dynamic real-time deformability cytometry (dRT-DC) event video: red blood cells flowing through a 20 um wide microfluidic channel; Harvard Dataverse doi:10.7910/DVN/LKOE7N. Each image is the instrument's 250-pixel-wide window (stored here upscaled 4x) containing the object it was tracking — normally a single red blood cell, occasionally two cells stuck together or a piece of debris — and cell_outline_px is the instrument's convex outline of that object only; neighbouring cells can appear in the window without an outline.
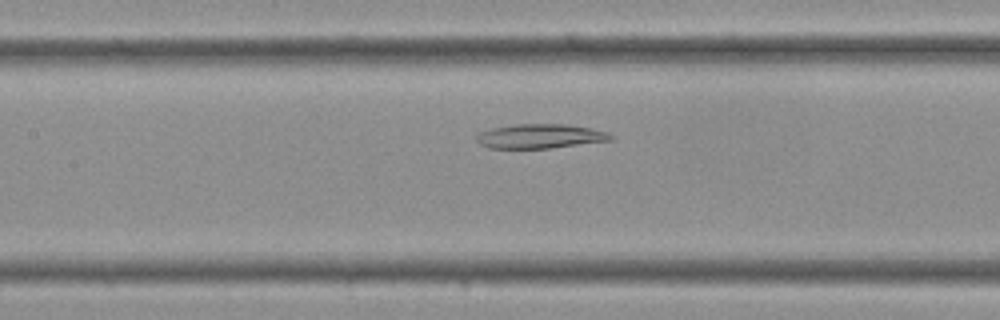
{"species": "Egyptian fruit bat (a non-hibernating species)", "species_latin": "Rousettus aegyptiacus", "temperature_condition": "cold", "stored_images_in_passage": 34, "camera_frame_rate_fps": 3000, "um_per_image_px": 0.085, "frame": {"image": 1, "passage_image": 14, "time_ms": 4.333, "image_size_px": [1000, 320], "cell_outline_px": [[612, 140], [548, 148], [488, 148], [480, 144], [476, 140], [476, 136], [480, 132], [492, 128], [516, 124], [564, 124], [588, 128], [608, 132], [612, 136]], "centroid_in_image_um": [45.87, 11.58], "position_along_channel_um": 161.5, "area_um2": 18.79}}
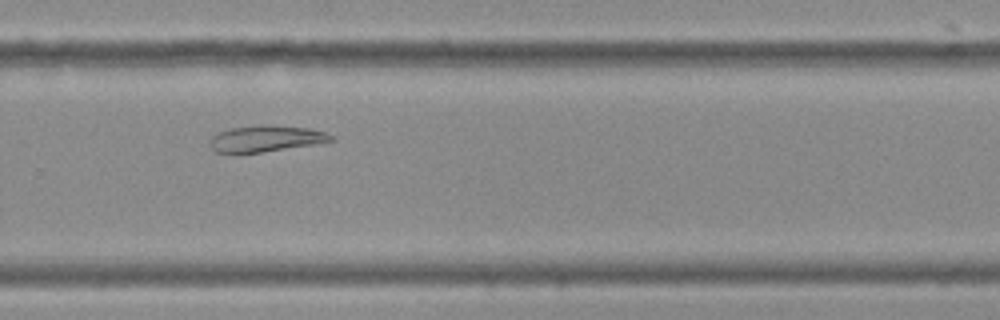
{"frame": {"image": 2, "passage_image": 22, "time_ms": 7.0, "image_size_px": [1000, 320], "cell_outline_px": [[336, 140], [312, 144], [260, 152], [216, 152], [208, 144], [212, 136], [220, 132], [232, 128], [260, 124], [308, 128], [324, 132], [332, 136]], "centroid_in_image_um": [22.57, 11.77], "position_along_channel_um": 307.2, "area_um2": 18.09}}
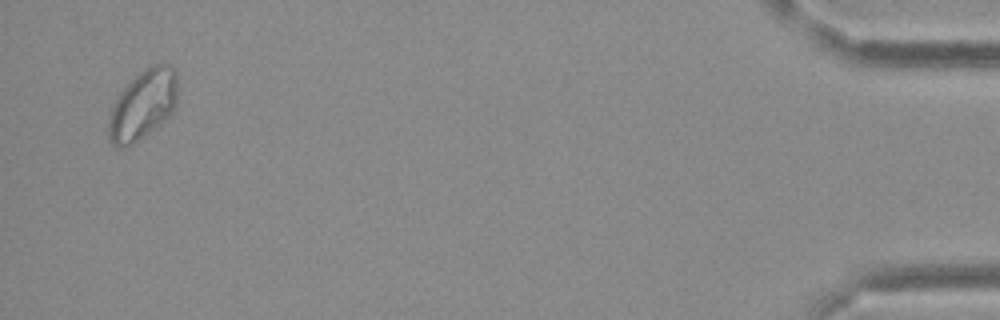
{"frame": {"image": 3, "passage_image": 33, "time_ms": 10.667, "image_size_px": [1000, 320], "cell_outline_px": [[176, 108], [160, 124], [132, 144], [124, 148], [116, 148], [112, 144], [108, 136], [108, 120], [112, 104], [116, 96], [148, 64], [172, 64], [176, 68]], "centroid_in_image_um": [12.13, 8.89], "position_along_channel_um": 423.1, "area_um2": 28.15}}